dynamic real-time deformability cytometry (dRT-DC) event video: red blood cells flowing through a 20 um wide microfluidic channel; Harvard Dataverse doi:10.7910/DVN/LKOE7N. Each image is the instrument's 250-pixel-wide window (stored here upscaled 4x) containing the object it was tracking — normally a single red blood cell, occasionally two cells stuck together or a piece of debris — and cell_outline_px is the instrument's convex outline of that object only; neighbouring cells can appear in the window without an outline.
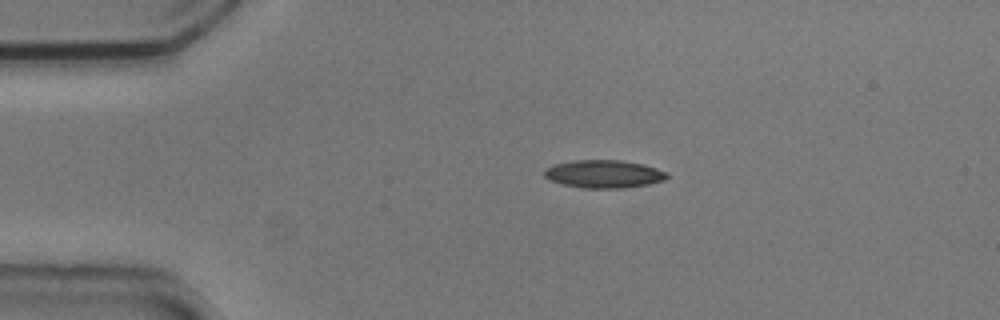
{"species": "common noctule bat (a hibernating species)", "species_latin": "Nyctalus noctula", "temperature_condition": "cold", "stored_images_in_passage": 4, "camera_frame_rate_fps": 3000, "um_per_image_px": 0.085, "animal": {"sex": "male", "body_mass_g": 20.5, "forearm_length_mm": 52.5}, "frame": {"image": 1, "passage_image": 3, "time_ms": 0.667, "image_size_px": [1000, 320], "cell_outline_px": [[668, 176], [664, 180], [648, 184], [624, 188], [584, 188], [560, 184], [548, 180], [544, 176], [544, 172], [552, 164], [576, 160], [620, 160], [644, 164], [668, 172]], "centroid_in_image_um": [51.32, 14.79], "position_along_channel_um": 33.7, "area_um2": 20.06}}